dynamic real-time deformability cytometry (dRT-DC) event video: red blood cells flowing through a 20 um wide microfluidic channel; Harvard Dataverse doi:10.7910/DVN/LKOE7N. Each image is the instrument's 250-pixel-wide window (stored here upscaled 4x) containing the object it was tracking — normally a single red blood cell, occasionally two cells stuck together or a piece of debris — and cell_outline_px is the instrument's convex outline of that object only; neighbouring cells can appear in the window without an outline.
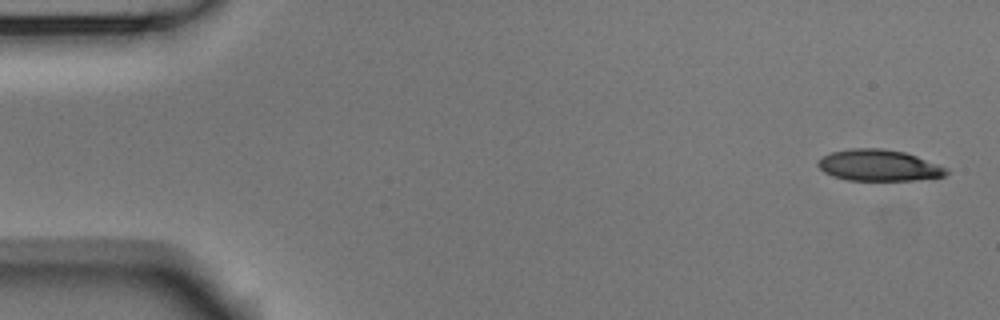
{"species": "Egyptian fruit bat (a non-hibernating species)", "species_latin": "Rousettus aegyptiacus", "temperature_condition": "room temperature", "stored_images_in_passage": 7, "camera_frame_rate_fps": 3000, "um_per_image_px": 0.085, "animal": {"sex": "male"}, "frame": {"image": 1, "passage_image": 1, "time_ms": 0.0, "image_size_px": [1000, 320], "cell_outline_px": [[948, 172], [944, 176], [912, 180], [848, 180], [832, 176], [824, 172], [816, 164], [824, 156], [832, 152], [852, 148], [884, 148], [904, 152], [916, 156], [948, 168]], "centroid_in_image_um": [74.69, 14.05], "position_along_channel_um": 10.3, "area_um2": 23.24}}
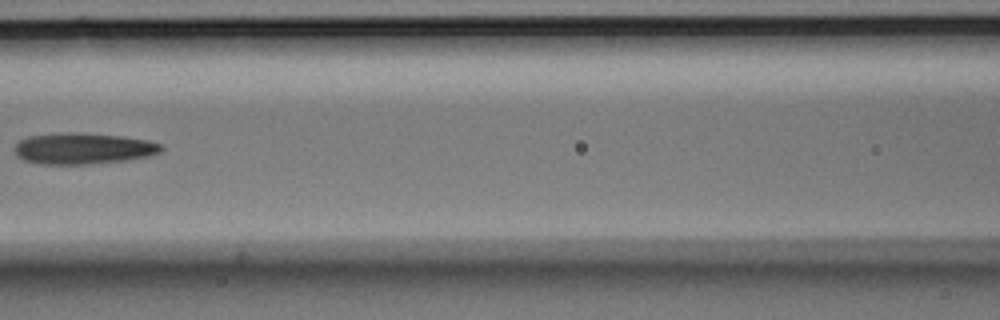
{"frame": {"image": 2, "passage_image": 6, "time_ms": 1.667, "image_size_px": [1000, 320], "cell_outline_px": [[164, 148], [160, 152], [148, 156], [124, 160], [88, 164], [40, 164], [24, 160], [16, 156], [12, 148], [20, 140], [28, 136], [56, 132], [80, 132], [124, 136], [148, 140], [160, 144]], "centroid_in_image_um": [7.02, 12.6], "position_along_channel_um": 159.6, "area_um2": 26.99}}
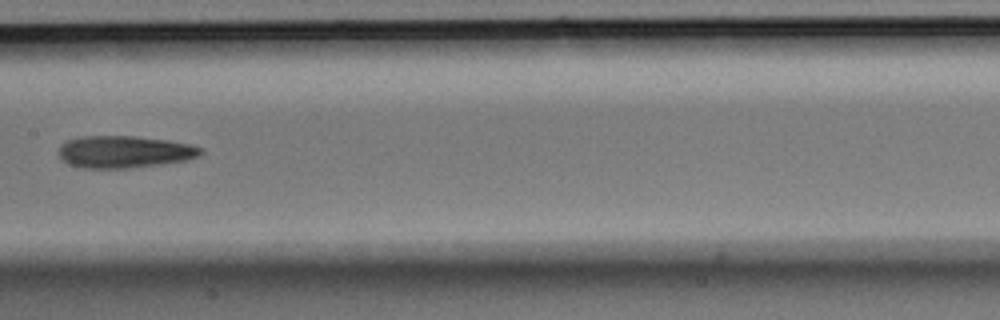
{"frame": {"image": 3, "passage_image": 7, "time_ms": 2.0, "image_size_px": [1000, 320], "cell_outline_px": [[204, 152], [200, 156], [188, 160], [160, 164], [128, 168], [84, 168], [68, 164], [60, 156], [60, 144], [68, 140], [80, 136], [136, 136], [168, 140], [188, 144], [204, 148]], "centroid_in_image_um": [10.61, 12.9], "position_along_channel_um": 196.8, "area_um2": 26.65}}